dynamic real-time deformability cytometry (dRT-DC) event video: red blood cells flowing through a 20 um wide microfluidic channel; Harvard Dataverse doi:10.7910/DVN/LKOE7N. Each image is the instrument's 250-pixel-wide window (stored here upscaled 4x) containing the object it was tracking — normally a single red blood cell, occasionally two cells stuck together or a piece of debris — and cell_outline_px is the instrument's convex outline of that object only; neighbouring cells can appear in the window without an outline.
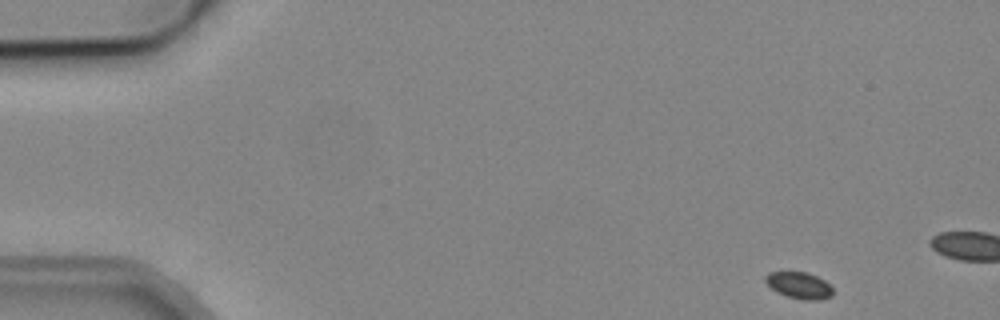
{"species": "common noctule bat (a hibernating species)", "species_latin": "Nyctalus noctula", "temperature_condition": "cold", "stored_images_in_passage": 6, "camera_frame_rate_fps": 3000, "um_per_image_px": 0.085, "animal": {"sex": "male", "body_mass_g": 19.2, "forearm_length_mm": 51.8}, "frame": {"image": 1, "passage_image": 1, "time_ms": 0.0, "image_size_px": [1000, 320], "cell_outline_px": [[832, 296], [820, 300], [804, 300], [788, 296], [776, 292], [764, 280], [764, 276], [768, 272], [808, 272], [824, 280], [832, 288]], "centroid_in_image_um": [67.92, 24.25], "position_along_channel_um": 17.1, "area_um2": 10.4}}